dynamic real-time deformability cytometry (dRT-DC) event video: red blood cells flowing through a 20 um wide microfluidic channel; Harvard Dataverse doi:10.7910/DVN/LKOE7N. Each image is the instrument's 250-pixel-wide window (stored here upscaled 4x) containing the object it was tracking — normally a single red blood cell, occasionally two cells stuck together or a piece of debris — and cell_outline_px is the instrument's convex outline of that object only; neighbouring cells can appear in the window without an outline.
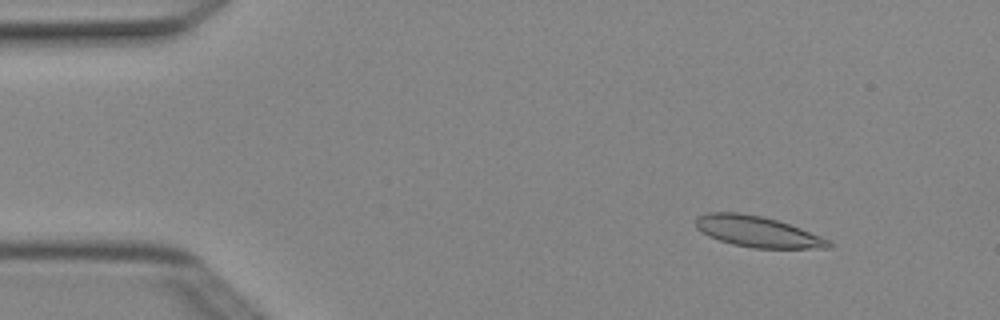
{"species": "Egyptian fruit bat (a non-hibernating species)", "species_latin": "Rousettus aegyptiacus", "temperature_condition": "cold", "stored_images_in_passage": 4, "camera_frame_rate_fps": 3000, "um_per_image_px": 0.085, "animal": {"sex": "female"}, "frame": {"image": 1, "passage_image": 1, "time_ms": 0.0, "image_size_px": [1000, 320], "cell_outline_px": [[832, 248], [752, 248], [732, 244], [708, 236], [696, 228], [696, 216], [708, 212], [740, 212], [764, 216], [800, 228], [832, 240]], "centroid_in_image_um": [64.39, 19.68], "position_along_channel_um": 20.6, "area_um2": 24.1}}
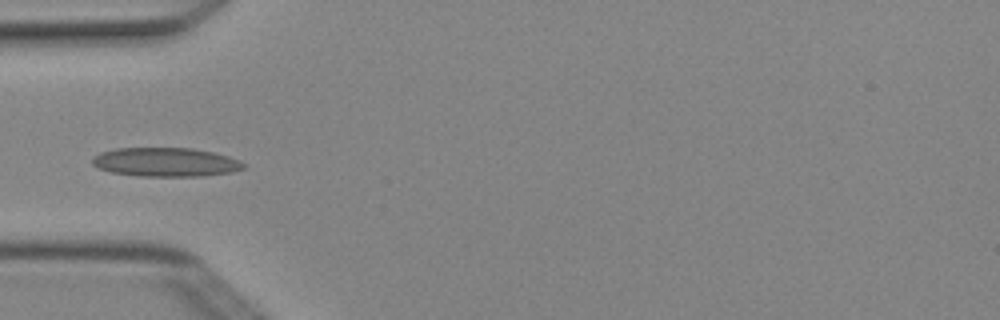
{"frame": {"image": 2, "passage_image": 4, "time_ms": 1.0, "image_size_px": [1000, 320], "cell_outline_px": [[244, 168], [232, 172], [200, 176], [136, 176], [112, 172], [100, 168], [92, 164], [92, 156], [100, 152], [116, 148], [192, 148], [212, 152], [228, 156], [240, 160], [244, 164]], "centroid_in_image_um": [14.06, 13.78], "position_along_channel_um": 70.9, "area_um2": 25.49}}